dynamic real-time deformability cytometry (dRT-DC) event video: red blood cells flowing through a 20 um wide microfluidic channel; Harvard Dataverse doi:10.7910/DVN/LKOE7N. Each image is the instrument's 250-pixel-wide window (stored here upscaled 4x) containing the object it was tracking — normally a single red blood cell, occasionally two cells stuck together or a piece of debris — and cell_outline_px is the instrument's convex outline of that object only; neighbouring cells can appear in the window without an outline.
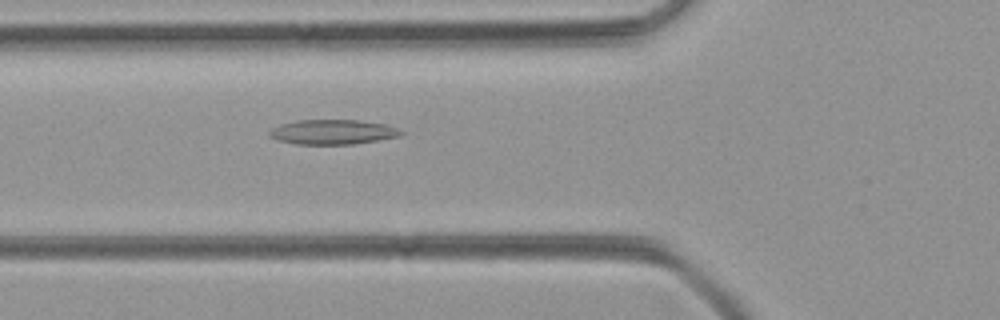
{"species": "common noctule bat (a hibernating species)", "species_latin": "Nyctalus noctula", "temperature_condition": "room temperature", "stored_images_in_passage": 50, "camera_frame_rate_fps": 3000, "um_per_image_px": 0.085, "animal": {"sex": "female", "body_mass_g": 21.9}, "frame": {"image": 1, "passage_image": 18, "time_ms": 5.667, "image_size_px": [1000, 320], "cell_outline_px": [[404, 132], [400, 136], [352, 144], [296, 144], [276, 140], [268, 136], [268, 132], [272, 128], [280, 124], [296, 120], [360, 120], [384, 124], [396, 128]], "centroid_in_image_um": [28.22, 11.21], "position_along_channel_um": 97.6, "area_um2": 18.96}}
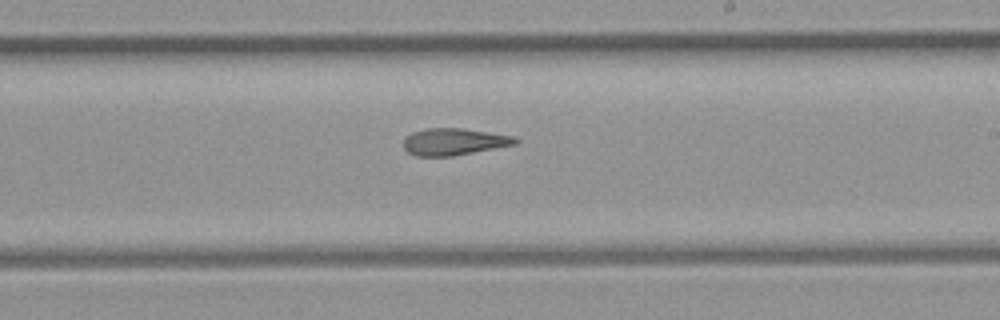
{"frame": {"image": 2, "passage_image": 29, "time_ms": 9.333, "image_size_px": [1000, 320], "cell_outline_px": [[520, 140], [516, 144], [452, 156], [416, 156], [408, 152], [404, 148], [404, 136], [412, 132], [428, 128], [464, 128], [516, 136]], "centroid_in_image_um": [38.6, 12.03], "position_along_channel_um": 250.4, "area_um2": 17.63}}
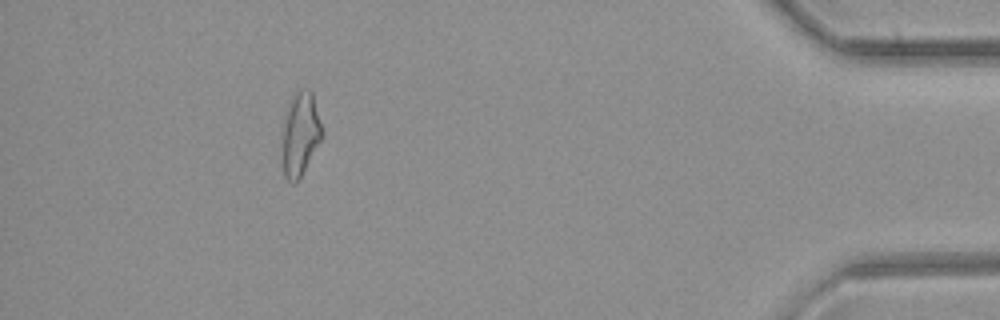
{"frame": {"image": 3, "passage_image": 45, "time_ms": 14.667, "image_size_px": [1000, 320], "cell_outline_px": [[324, 136], [296, 184], [292, 184], [284, 176], [280, 148], [284, 120], [288, 100], [292, 92], [300, 88], [308, 88], [312, 92], [324, 132]], "centroid_in_image_um": [25.5, 11.37], "position_along_channel_um": 409.7, "area_um2": 20.35}}